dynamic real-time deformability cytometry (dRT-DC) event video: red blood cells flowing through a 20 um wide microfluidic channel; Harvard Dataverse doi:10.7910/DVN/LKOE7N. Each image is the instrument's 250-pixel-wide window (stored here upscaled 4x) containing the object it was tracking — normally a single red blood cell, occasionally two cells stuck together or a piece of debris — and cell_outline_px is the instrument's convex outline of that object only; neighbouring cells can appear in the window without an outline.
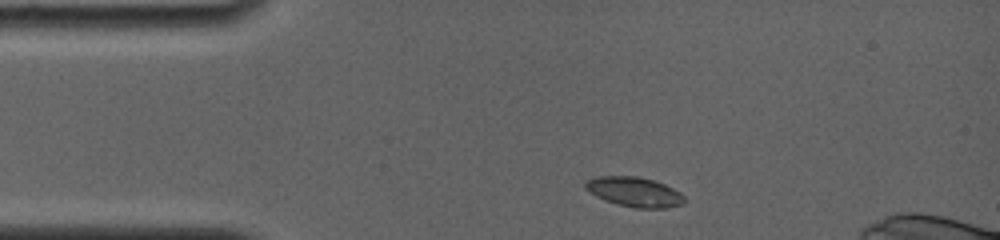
{"species": "common noctule bat (a hibernating species)", "species_latin": "Nyctalus noctula", "temperature_condition": "room temperature", "stored_images_in_passage": 17, "camera_frame_rate_fps": 4000, "um_per_image_px": 0.085, "animal": {"sex": "female", "body_mass_g": 19.0, "forearm_length_mm": 56.7}, "frame": {"image": 1, "passage_image": 2, "time_ms": 0.5, "image_size_px": [1000, 240], "cell_outline_px": [[688, 200], [684, 204], [668, 208], [636, 208], [616, 204], [604, 200], [588, 192], [584, 188], [584, 180], [596, 176], [636, 176], [652, 180], [664, 184], [680, 192]], "centroid_in_image_um": [53.91, 16.32], "position_along_channel_um": 31.1, "area_um2": 17.46}}
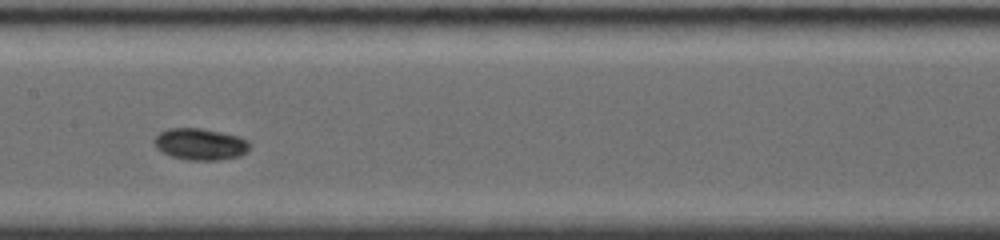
{"frame": {"image": 2, "passage_image": 11, "time_ms": 5.75, "image_size_px": [1000, 240], "cell_outline_px": [[252, 144], [248, 152], [240, 156], [216, 160], [188, 160], [172, 156], [156, 148], [152, 144], [152, 140], [160, 132], [168, 128], [200, 128], [240, 136], [248, 140]], "centroid_in_image_um": [17.04, 12.25], "position_along_channel_um": 190.4, "area_um2": 17.8}}
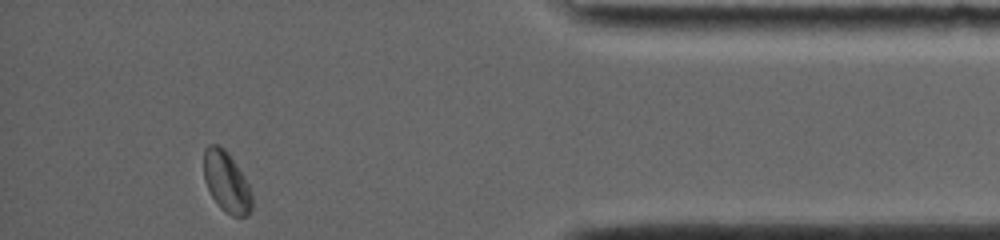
{"frame": {"image": 3, "passage_image": 17, "time_ms": 12.5, "image_size_px": [1000, 240], "cell_outline_px": [[252, 208], [248, 216], [232, 216], [220, 208], [212, 196], [204, 180], [204, 148], [208, 144], [216, 144], [224, 148], [228, 152], [244, 176], [252, 192]], "centroid_in_image_um": [19.26, 15.46], "position_along_channel_um": 415.9, "area_um2": 17.11}, "authors_computed_cell_mechanics": {"area_um2": 17.1088, "velocity_mm_per_s": 3.7669, "shape_relaxation_time_tau1_ms": 1.4164, "shape_relaxation_time_tau2_ms": 3.2, "deformation_change_tau1": 0.0414, "deformation_change_tau2": 0.0117}}